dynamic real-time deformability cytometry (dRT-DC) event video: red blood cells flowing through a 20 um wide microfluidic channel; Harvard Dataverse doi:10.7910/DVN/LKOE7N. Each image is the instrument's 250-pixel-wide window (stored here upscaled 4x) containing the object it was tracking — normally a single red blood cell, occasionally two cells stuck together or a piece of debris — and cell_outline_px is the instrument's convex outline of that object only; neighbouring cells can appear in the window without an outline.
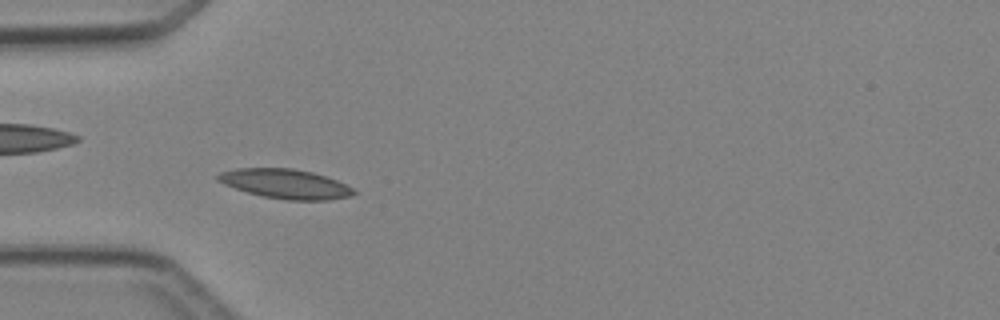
{"species": "Egyptian fruit bat (a non-hibernating species)", "species_latin": "Rousettus aegyptiacus", "temperature_condition": "cold", "stored_images_in_passage": 5, "camera_frame_rate_fps": 3000, "um_per_image_px": 0.085, "animal": {"sex": "female"}, "frame": {"image": 1, "passage_image": 3, "time_ms": 3.0, "image_size_px": [1000, 320], "cell_outline_px": [[356, 192], [348, 196], [328, 200], [288, 200], [264, 196], [248, 192], [224, 184], [216, 180], [216, 176], [220, 172], [236, 168], [292, 168], [312, 172], [336, 180], [352, 188]], "centroid_in_image_um": [24.22, 15.62], "position_along_channel_um": 60.8, "area_um2": 23.0}}
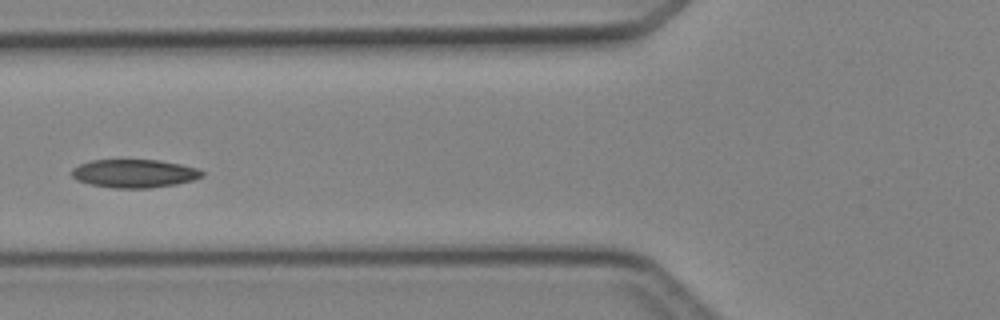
{"frame": {"image": 2, "passage_image": 4, "time_ms": 4.333, "image_size_px": [1000, 320], "cell_outline_px": [[204, 176], [192, 180], [176, 184], [148, 188], [116, 188], [92, 184], [76, 180], [72, 176], [72, 168], [80, 164], [92, 160], [160, 160], [180, 164], [196, 168], [204, 172]], "centroid_in_image_um": [11.42, 14.74], "position_along_channel_um": 114.4, "area_um2": 21.33}}
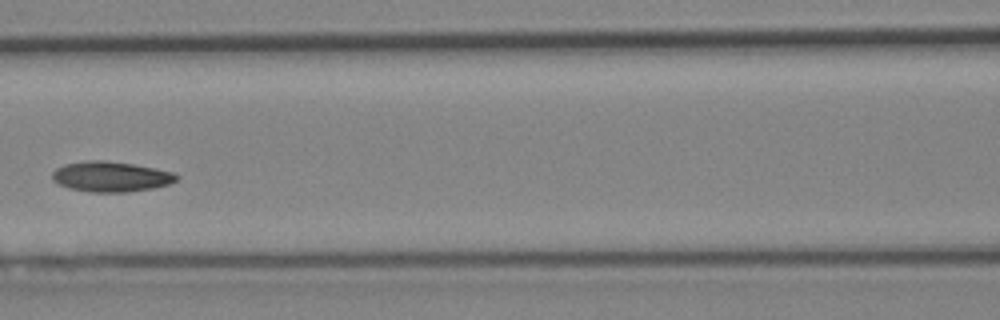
{"frame": {"image": 3, "passage_image": 5, "time_ms": 5.333, "image_size_px": [1000, 320], "cell_outline_px": [[180, 176], [176, 180], [168, 184], [152, 188], [128, 192], [92, 192], [68, 188], [52, 180], [52, 172], [56, 168], [64, 164], [88, 160], [104, 160], [132, 164], [172, 172]], "centroid_in_image_um": [9.39, 15.01], "position_along_channel_um": 157.2, "area_um2": 21.79}}